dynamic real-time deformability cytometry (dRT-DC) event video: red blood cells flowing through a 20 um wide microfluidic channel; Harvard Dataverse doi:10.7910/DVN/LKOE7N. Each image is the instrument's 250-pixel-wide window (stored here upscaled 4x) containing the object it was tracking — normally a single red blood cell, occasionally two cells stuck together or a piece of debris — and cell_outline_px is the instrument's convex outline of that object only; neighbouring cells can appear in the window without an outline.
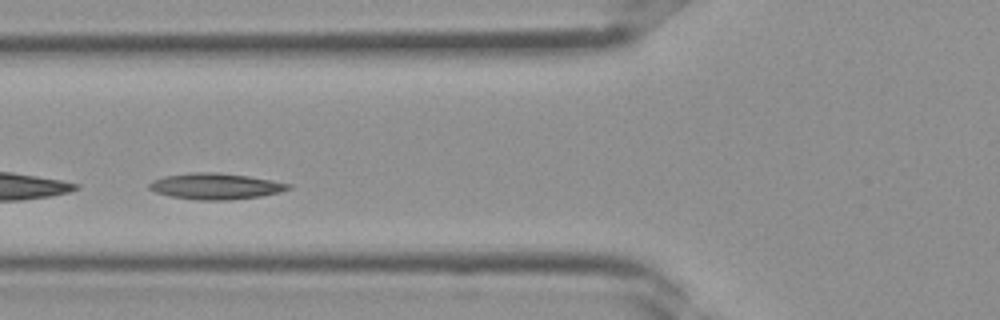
{"species": "Egyptian fruit bat (a non-hibernating species)", "species_latin": "Rousettus aegyptiacus", "temperature_condition": "room temperature", "stored_images_in_passage": 31, "camera_frame_rate_fps": 3000, "um_per_image_px": 0.085, "frame": {"image": 1, "passage_image": 8, "time_ms": 2.333, "image_size_px": [1000, 320], "cell_outline_px": [[292, 188], [280, 192], [260, 196], [228, 200], [196, 200], [168, 196], [156, 192], [148, 188], [148, 184], [152, 180], [164, 176], [192, 172], [216, 172], [248, 176], [272, 180], [292, 184]], "centroid_in_image_um": [18.31, 15.83], "position_along_channel_um": 107.5, "area_um2": 21.27}}
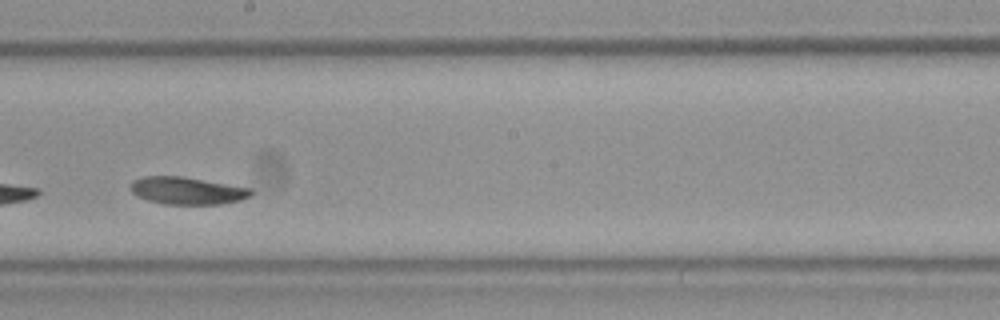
{"frame": {"image": 2, "passage_image": 15, "time_ms": 4.667, "image_size_px": [1000, 320], "cell_outline_px": [[252, 196], [240, 200], [220, 204], [164, 204], [148, 200], [136, 196], [128, 188], [128, 184], [132, 180], [144, 176], [180, 176], [252, 188]], "centroid_in_image_um": [15.86, 16.2], "position_along_channel_um": 232.3, "area_um2": 19.36}}
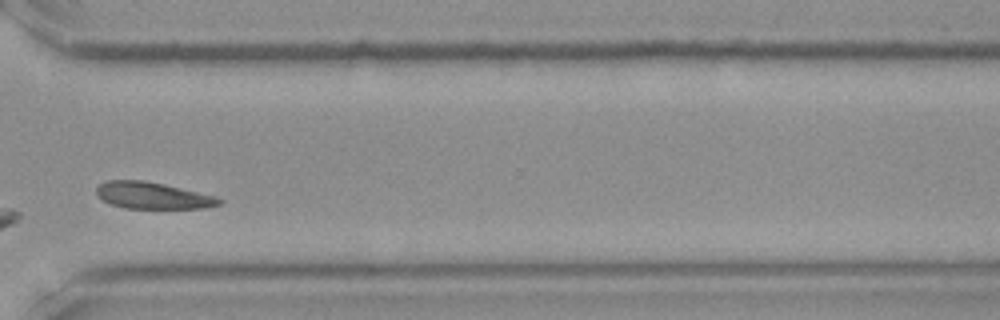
{"frame": {"image": 3, "passage_image": 22, "time_ms": 7.0, "image_size_px": [1000, 320], "cell_outline_px": [[224, 200], [220, 204], [204, 208], [124, 208], [112, 204], [96, 196], [96, 188], [104, 180], [144, 180], [164, 184], [216, 196]], "centroid_in_image_um": [12.96, 16.61], "position_along_channel_um": 357.6, "area_um2": 19.07}}